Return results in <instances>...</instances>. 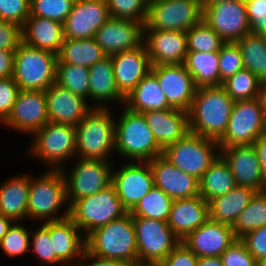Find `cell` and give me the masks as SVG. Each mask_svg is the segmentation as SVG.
<instances>
[{
  "mask_svg": "<svg viewBox=\"0 0 266 266\" xmlns=\"http://www.w3.org/2000/svg\"><path fill=\"white\" fill-rule=\"evenodd\" d=\"M147 124L158 145L164 150L184 138L189 132V113L169 108L165 110L144 111Z\"/></svg>",
  "mask_w": 266,
  "mask_h": 266,
  "instance_id": "obj_27",
  "label": "cell"
},
{
  "mask_svg": "<svg viewBox=\"0 0 266 266\" xmlns=\"http://www.w3.org/2000/svg\"><path fill=\"white\" fill-rule=\"evenodd\" d=\"M110 108H93L76 129V157L110 161L115 152V121ZM113 150V151H112Z\"/></svg>",
  "mask_w": 266,
  "mask_h": 266,
  "instance_id": "obj_4",
  "label": "cell"
},
{
  "mask_svg": "<svg viewBox=\"0 0 266 266\" xmlns=\"http://www.w3.org/2000/svg\"><path fill=\"white\" fill-rule=\"evenodd\" d=\"M56 83L85 100L89 99V68L62 63L57 59Z\"/></svg>",
  "mask_w": 266,
  "mask_h": 266,
  "instance_id": "obj_40",
  "label": "cell"
},
{
  "mask_svg": "<svg viewBox=\"0 0 266 266\" xmlns=\"http://www.w3.org/2000/svg\"><path fill=\"white\" fill-rule=\"evenodd\" d=\"M45 94L49 122L76 126L93 109L92 105L86 103L87 100L56 82Z\"/></svg>",
  "mask_w": 266,
  "mask_h": 266,
  "instance_id": "obj_25",
  "label": "cell"
},
{
  "mask_svg": "<svg viewBox=\"0 0 266 266\" xmlns=\"http://www.w3.org/2000/svg\"><path fill=\"white\" fill-rule=\"evenodd\" d=\"M111 61L116 87L124 98L150 72L152 66L144 42L134 49L112 55Z\"/></svg>",
  "mask_w": 266,
  "mask_h": 266,
  "instance_id": "obj_21",
  "label": "cell"
},
{
  "mask_svg": "<svg viewBox=\"0 0 266 266\" xmlns=\"http://www.w3.org/2000/svg\"><path fill=\"white\" fill-rule=\"evenodd\" d=\"M183 64L197 88L220 86L218 52L187 51Z\"/></svg>",
  "mask_w": 266,
  "mask_h": 266,
  "instance_id": "obj_35",
  "label": "cell"
},
{
  "mask_svg": "<svg viewBox=\"0 0 266 266\" xmlns=\"http://www.w3.org/2000/svg\"><path fill=\"white\" fill-rule=\"evenodd\" d=\"M150 71L156 76L169 106L189 112L197 87L184 64L154 65Z\"/></svg>",
  "mask_w": 266,
  "mask_h": 266,
  "instance_id": "obj_16",
  "label": "cell"
},
{
  "mask_svg": "<svg viewBox=\"0 0 266 266\" xmlns=\"http://www.w3.org/2000/svg\"><path fill=\"white\" fill-rule=\"evenodd\" d=\"M42 225L49 231L53 250L62 262L61 266H76L73 261L75 258L79 259L86 249V239L82 231L69 217L58 221L42 222Z\"/></svg>",
  "mask_w": 266,
  "mask_h": 266,
  "instance_id": "obj_26",
  "label": "cell"
},
{
  "mask_svg": "<svg viewBox=\"0 0 266 266\" xmlns=\"http://www.w3.org/2000/svg\"><path fill=\"white\" fill-rule=\"evenodd\" d=\"M109 18L106 0H75L63 23L64 38H94L96 31Z\"/></svg>",
  "mask_w": 266,
  "mask_h": 266,
  "instance_id": "obj_18",
  "label": "cell"
},
{
  "mask_svg": "<svg viewBox=\"0 0 266 266\" xmlns=\"http://www.w3.org/2000/svg\"><path fill=\"white\" fill-rule=\"evenodd\" d=\"M222 1H227V0H200L203 9L208 5L215 4L217 2H222Z\"/></svg>",
  "mask_w": 266,
  "mask_h": 266,
  "instance_id": "obj_61",
  "label": "cell"
},
{
  "mask_svg": "<svg viewBox=\"0 0 266 266\" xmlns=\"http://www.w3.org/2000/svg\"><path fill=\"white\" fill-rule=\"evenodd\" d=\"M197 266H223L220 256L198 257Z\"/></svg>",
  "mask_w": 266,
  "mask_h": 266,
  "instance_id": "obj_58",
  "label": "cell"
},
{
  "mask_svg": "<svg viewBox=\"0 0 266 266\" xmlns=\"http://www.w3.org/2000/svg\"><path fill=\"white\" fill-rule=\"evenodd\" d=\"M236 43L242 53L244 68L260 81L266 80V37L249 33Z\"/></svg>",
  "mask_w": 266,
  "mask_h": 266,
  "instance_id": "obj_37",
  "label": "cell"
},
{
  "mask_svg": "<svg viewBox=\"0 0 266 266\" xmlns=\"http://www.w3.org/2000/svg\"><path fill=\"white\" fill-rule=\"evenodd\" d=\"M115 121V152L130 161L149 162L163 154L142 113L124 107Z\"/></svg>",
  "mask_w": 266,
  "mask_h": 266,
  "instance_id": "obj_3",
  "label": "cell"
},
{
  "mask_svg": "<svg viewBox=\"0 0 266 266\" xmlns=\"http://www.w3.org/2000/svg\"><path fill=\"white\" fill-rule=\"evenodd\" d=\"M261 81L248 69H242L222 84L234 102L257 98Z\"/></svg>",
  "mask_w": 266,
  "mask_h": 266,
  "instance_id": "obj_41",
  "label": "cell"
},
{
  "mask_svg": "<svg viewBox=\"0 0 266 266\" xmlns=\"http://www.w3.org/2000/svg\"><path fill=\"white\" fill-rule=\"evenodd\" d=\"M58 55L21 42L15 50L13 75L20 90L46 91L56 82Z\"/></svg>",
  "mask_w": 266,
  "mask_h": 266,
  "instance_id": "obj_6",
  "label": "cell"
},
{
  "mask_svg": "<svg viewBox=\"0 0 266 266\" xmlns=\"http://www.w3.org/2000/svg\"><path fill=\"white\" fill-rule=\"evenodd\" d=\"M110 17L146 22L148 0H106Z\"/></svg>",
  "mask_w": 266,
  "mask_h": 266,
  "instance_id": "obj_43",
  "label": "cell"
},
{
  "mask_svg": "<svg viewBox=\"0 0 266 266\" xmlns=\"http://www.w3.org/2000/svg\"><path fill=\"white\" fill-rule=\"evenodd\" d=\"M250 33L266 37V0H244Z\"/></svg>",
  "mask_w": 266,
  "mask_h": 266,
  "instance_id": "obj_50",
  "label": "cell"
},
{
  "mask_svg": "<svg viewBox=\"0 0 266 266\" xmlns=\"http://www.w3.org/2000/svg\"><path fill=\"white\" fill-rule=\"evenodd\" d=\"M258 159L260 162V168L264 183V191H266V133L261 135L254 143H253Z\"/></svg>",
  "mask_w": 266,
  "mask_h": 266,
  "instance_id": "obj_57",
  "label": "cell"
},
{
  "mask_svg": "<svg viewBox=\"0 0 266 266\" xmlns=\"http://www.w3.org/2000/svg\"><path fill=\"white\" fill-rule=\"evenodd\" d=\"M32 137V147L28 151L31 155L42 159L43 164L46 163L50 170L52 168L53 170H61L65 160L76 156V129L74 125L48 122Z\"/></svg>",
  "mask_w": 266,
  "mask_h": 266,
  "instance_id": "obj_8",
  "label": "cell"
},
{
  "mask_svg": "<svg viewBox=\"0 0 266 266\" xmlns=\"http://www.w3.org/2000/svg\"><path fill=\"white\" fill-rule=\"evenodd\" d=\"M104 53L95 38L69 39L65 38L58 59L62 63L74 64L90 68L95 63L103 60Z\"/></svg>",
  "mask_w": 266,
  "mask_h": 266,
  "instance_id": "obj_36",
  "label": "cell"
},
{
  "mask_svg": "<svg viewBox=\"0 0 266 266\" xmlns=\"http://www.w3.org/2000/svg\"><path fill=\"white\" fill-rule=\"evenodd\" d=\"M15 50L0 49V79L13 75Z\"/></svg>",
  "mask_w": 266,
  "mask_h": 266,
  "instance_id": "obj_56",
  "label": "cell"
},
{
  "mask_svg": "<svg viewBox=\"0 0 266 266\" xmlns=\"http://www.w3.org/2000/svg\"><path fill=\"white\" fill-rule=\"evenodd\" d=\"M198 257L182 242L158 266H197Z\"/></svg>",
  "mask_w": 266,
  "mask_h": 266,
  "instance_id": "obj_54",
  "label": "cell"
},
{
  "mask_svg": "<svg viewBox=\"0 0 266 266\" xmlns=\"http://www.w3.org/2000/svg\"><path fill=\"white\" fill-rule=\"evenodd\" d=\"M85 239L86 250L93 255L138 265L135 228L129 212L96 228Z\"/></svg>",
  "mask_w": 266,
  "mask_h": 266,
  "instance_id": "obj_2",
  "label": "cell"
},
{
  "mask_svg": "<svg viewBox=\"0 0 266 266\" xmlns=\"http://www.w3.org/2000/svg\"><path fill=\"white\" fill-rule=\"evenodd\" d=\"M220 155L230 167L236 186L264 191L260 162L253 144L224 147Z\"/></svg>",
  "mask_w": 266,
  "mask_h": 266,
  "instance_id": "obj_24",
  "label": "cell"
},
{
  "mask_svg": "<svg viewBox=\"0 0 266 266\" xmlns=\"http://www.w3.org/2000/svg\"><path fill=\"white\" fill-rule=\"evenodd\" d=\"M236 186L225 159L219 154L199 180L200 196L207 202L227 194Z\"/></svg>",
  "mask_w": 266,
  "mask_h": 266,
  "instance_id": "obj_34",
  "label": "cell"
},
{
  "mask_svg": "<svg viewBox=\"0 0 266 266\" xmlns=\"http://www.w3.org/2000/svg\"><path fill=\"white\" fill-rule=\"evenodd\" d=\"M89 99L95 103L92 108H108L106 103L111 101L124 104L125 98L119 93L115 84L111 56L105 57L89 68Z\"/></svg>",
  "mask_w": 266,
  "mask_h": 266,
  "instance_id": "obj_30",
  "label": "cell"
},
{
  "mask_svg": "<svg viewBox=\"0 0 266 266\" xmlns=\"http://www.w3.org/2000/svg\"><path fill=\"white\" fill-rule=\"evenodd\" d=\"M202 20L200 0H152L144 29L187 32Z\"/></svg>",
  "mask_w": 266,
  "mask_h": 266,
  "instance_id": "obj_12",
  "label": "cell"
},
{
  "mask_svg": "<svg viewBox=\"0 0 266 266\" xmlns=\"http://www.w3.org/2000/svg\"><path fill=\"white\" fill-rule=\"evenodd\" d=\"M138 265H159L180 243L171 227L162 220L132 217Z\"/></svg>",
  "mask_w": 266,
  "mask_h": 266,
  "instance_id": "obj_9",
  "label": "cell"
},
{
  "mask_svg": "<svg viewBox=\"0 0 266 266\" xmlns=\"http://www.w3.org/2000/svg\"><path fill=\"white\" fill-rule=\"evenodd\" d=\"M21 42V27L0 19V49L16 50Z\"/></svg>",
  "mask_w": 266,
  "mask_h": 266,
  "instance_id": "obj_53",
  "label": "cell"
},
{
  "mask_svg": "<svg viewBox=\"0 0 266 266\" xmlns=\"http://www.w3.org/2000/svg\"><path fill=\"white\" fill-rule=\"evenodd\" d=\"M124 104V107L136 113L171 108L156 76L151 71L128 94Z\"/></svg>",
  "mask_w": 266,
  "mask_h": 266,
  "instance_id": "obj_33",
  "label": "cell"
},
{
  "mask_svg": "<svg viewBox=\"0 0 266 266\" xmlns=\"http://www.w3.org/2000/svg\"><path fill=\"white\" fill-rule=\"evenodd\" d=\"M203 21L224 42H237L250 33V24L244 0H227L206 6Z\"/></svg>",
  "mask_w": 266,
  "mask_h": 266,
  "instance_id": "obj_14",
  "label": "cell"
},
{
  "mask_svg": "<svg viewBox=\"0 0 266 266\" xmlns=\"http://www.w3.org/2000/svg\"><path fill=\"white\" fill-rule=\"evenodd\" d=\"M219 150L217 141L189 132L184 138L167 146L162 155L181 171L200 180L220 154Z\"/></svg>",
  "mask_w": 266,
  "mask_h": 266,
  "instance_id": "obj_10",
  "label": "cell"
},
{
  "mask_svg": "<svg viewBox=\"0 0 266 266\" xmlns=\"http://www.w3.org/2000/svg\"><path fill=\"white\" fill-rule=\"evenodd\" d=\"M234 105L222 86L197 88L189 110L191 133L219 141L228 124Z\"/></svg>",
  "mask_w": 266,
  "mask_h": 266,
  "instance_id": "obj_1",
  "label": "cell"
},
{
  "mask_svg": "<svg viewBox=\"0 0 266 266\" xmlns=\"http://www.w3.org/2000/svg\"><path fill=\"white\" fill-rule=\"evenodd\" d=\"M209 219V205L200 195L173 200L167 224L181 242Z\"/></svg>",
  "mask_w": 266,
  "mask_h": 266,
  "instance_id": "obj_28",
  "label": "cell"
},
{
  "mask_svg": "<svg viewBox=\"0 0 266 266\" xmlns=\"http://www.w3.org/2000/svg\"><path fill=\"white\" fill-rule=\"evenodd\" d=\"M149 164L154 185L173 200L200 195L199 180L175 167L163 155L153 158Z\"/></svg>",
  "mask_w": 266,
  "mask_h": 266,
  "instance_id": "obj_23",
  "label": "cell"
},
{
  "mask_svg": "<svg viewBox=\"0 0 266 266\" xmlns=\"http://www.w3.org/2000/svg\"><path fill=\"white\" fill-rule=\"evenodd\" d=\"M220 86L229 77L244 69L241 50L236 42H225L218 52Z\"/></svg>",
  "mask_w": 266,
  "mask_h": 266,
  "instance_id": "obj_46",
  "label": "cell"
},
{
  "mask_svg": "<svg viewBox=\"0 0 266 266\" xmlns=\"http://www.w3.org/2000/svg\"><path fill=\"white\" fill-rule=\"evenodd\" d=\"M42 174L39 178L31 177L27 219L51 222L68 218L69 206L62 215H56L64 204L69 205L66 204V185L62 171L49 169Z\"/></svg>",
  "mask_w": 266,
  "mask_h": 266,
  "instance_id": "obj_5",
  "label": "cell"
},
{
  "mask_svg": "<svg viewBox=\"0 0 266 266\" xmlns=\"http://www.w3.org/2000/svg\"><path fill=\"white\" fill-rule=\"evenodd\" d=\"M256 193L250 187L235 186L227 194L208 202L209 219L232 226Z\"/></svg>",
  "mask_w": 266,
  "mask_h": 266,
  "instance_id": "obj_32",
  "label": "cell"
},
{
  "mask_svg": "<svg viewBox=\"0 0 266 266\" xmlns=\"http://www.w3.org/2000/svg\"><path fill=\"white\" fill-rule=\"evenodd\" d=\"M30 16V0H0V19L23 26Z\"/></svg>",
  "mask_w": 266,
  "mask_h": 266,
  "instance_id": "obj_48",
  "label": "cell"
},
{
  "mask_svg": "<svg viewBox=\"0 0 266 266\" xmlns=\"http://www.w3.org/2000/svg\"><path fill=\"white\" fill-rule=\"evenodd\" d=\"M95 40L107 56L134 49L143 43L141 22L110 17L95 34Z\"/></svg>",
  "mask_w": 266,
  "mask_h": 266,
  "instance_id": "obj_19",
  "label": "cell"
},
{
  "mask_svg": "<svg viewBox=\"0 0 266 266\" xmlns=\"http://www.w3.org/2000/svg\"><path fill=\"white\" fill-rule=\"evenodd\" d=\"M20 88L12 76L0 79V123L10 115Z\"/></svg>",
  "mask_w": 266,
  "mask_h": 266,
  "instance_id": "obj_51",
  "label": "cell"
},
{
  "mask_svg": "<svg viewBox=\"0 0 266 266\" xmlns=\"http://www.w3.org/2000/svg\"><path fill=\"white\" fill-rule=\"evenodd\" d=\"M187 51L219 52L225 43L203 20L186 32Z\"/></svg>",
  "mask_w": 266,
  "mask_h": 266,
  "instance_id": "obj_42",
  "label": "cell"
},
{
  "mask_svg": "<svg viewBox=\"0 0 266 266\" xmlns=\"http://www.w3.org/2000/svg\"><path fill=\"white\" fill-rule=\"evenodd\" d=\"M127 212L112 184L98 193L75 200L69 206V218L85 237Z\"/></svg>",
  "mask_w": 266,
  "mask_h": 266,
  "instance_id": "obj_7",
  "label": "cell"
},
{
  "mask_svg": "<svg viewBox=\"0 0 266 266\" xmlns=\"http://www.w3.org/2000/svg\"><path fill=\"white\" fill-rule=\"evenodd\" d=\"M223 266H255L256 260L249 253L245 243L238 238L222 254Z\"/></svg>",
  "mask_w": 266,
  "mask_h": 266,
  "instance_id": "obj_49",
  "label": "cell"
},
{
  "mask_svg": "<svg viewBox=\"0 0 266 266\" xmlns=\"http://www.w3.org/2000/svg\"><path fill=\"white\" fill-rule=\"evenodd\" d=\"M128 162L112 171V185L123 207L130 212L155 186L149 162Z\"/></svg>",
  "mask_w": 266,
  "mask_h": 266,
  "instance_id": "obj_15",
  "label": "cell"
},
{
  "mask_svg": "<svg viewBox=\"0 0 266 266\" xmlns=\"http://www.w3.org/2000/svg\"><path fill=\"white\" fill-rule=\"evenodd\" d=\"M14 222L0 213V242Z\"/></svg>",
  "mask_w": 266,
  "mask_h": 266,
  "instance_id": "obj_60",
  "label": "cell"
},
{
  "mask_svg": "<svg viewBox=\"0 0 266 266\" xmlns=\"http://www.w3.org/2000/svg\"><path fill=\"white\" fill-rule=\"evenodd\" d=\"M237 239L231 225L208 219L190 233L182 243L197 257H214L221 256Z\"/></svg>",
  "mask_w": 266,
  "mask_h": 266,
  "instance_id": "obj_22",
  "label": "cell"
},
{
  "mask_svg": "<svg viewBox=\"0 0 266 266\" xmlns=\"http://www.w3.org/2000/svg\"><path fill=\"white\" fill-rule=\"evenodd\" d=\"M48 122L45 91L20 90L9 117L2 124L33 135Z\"/></svg>",
  "mask_w": 266,
  "mask_h": 266,
  "instance_id": "obj_17",
  "label": "cell"
},
{
  "mask_svg": "<svg viewBox=\"0 0 266 266\" xmlns=\"http://www.w3.org/2000/svg\"><path fill=\"white\" fill-rule=\"evenodd\" d=\"M240 239L255 260L266 257V225L249 231Z\"/></svg>",
  "mask_w": 266,
  "mask_h": 266,
  "instance_id": "obj_52",
  "label": "cell"
},
{
  "mask_svg": "<svg viewBox=\"0 0 266 266\" xmlns=\"http://www.w3.org/2000/svg\"><path fill=\"white\" fill-rule=\"evenodd\" d=\"M75 0H30V15L64 23Z\"/></svg>",
  "mask_w": 266,
  "mask_h": 266,
  "instance_id": "obj_45",
  "label": "cell"
},
{
  "mask_svg": "<svg viewBox=\"0 0 266 266\" xmlns=\"http://www.w3.org/2000/svg\"><path fill=\"white\" fill-rule=\"evenodd\" d=\"M255 266H266V257L256 260Z\"/></svg>",
  "mask_w": 266,
  "mask_h": 266,
  "instance_id": "obj_62",
  "label": "cell"
},
{
  "mask_svg": "<svg viewBox=\"0 0 266 266\" xmlns=\"http://www.w3.org/2000/svg\"><path fill=\"white\" fill-rule=\"evenodd\" d=\"M257 99L263 109L264 115L266 116V80L261 81Z\"/></svg>",
  "mask_w": 266,
  "mask_h": 266,
  "instance_id": "obj_59",
  "label": "cell"
},
{
  "mask_svg": "<svg viewBox=\"0 0 266 266\" xmlns=\"http://www.w3.org/2000/svg\"><path fill=\"white\" fill-rule=\"evenodd\" d=\"M143 42L152 66L183 64L185 61L186 32L144 29Z\"/></svg>",
  "mask_w": 266,
  "mask_h": 266,
  "instance_id": "obj_20",
  "label": "cell"
},
{
  "mask_svg": "<svg viewBox=\"0 0 266 266\" xmlns=\"http://www.w3.org/2000/svg\"><path fill=\"white\" fill-rule=\"evenodd\" d=\"M31 177L20 175L6 180L0 186V213L13 222L27 218Z\"/></svg>",
  "mask_w": 266,
  "mask_h": 266,
  "instance_id": "obj_31",
  "label": "cell"
},
{
  "mask_svg": "<svg viewBox=\"0 0 266 266\" xmlns=\"http://www.w3.org/2000/svg\"><path fill=\"white\" fill-rule=\"evenodd\" d=\"M266 225V191L257 192L231 226L237 238Z\"/></svg>",
  "mask_w": 266,
  "mask_h": 266,
  "instance_id": "obj_39",
  "label": "cell"
},
{
  "mask_svg": "<svg viewBox=\"0 0 266 266\" xmlns=\"http://www.w3.org/2000/svg\"><path fill=\"white\" fill-rule=\"evenodd\" d=\"M61 171L69 206L75 200L98 193L112 184L113 169L110 161L78 158L70 175L64 173V168Z\"/></svg>",
  "mask_w": 266,
  "mask_h": 266,
  "instance_id": "obj_13",
  "label": "cell"
},
{
  "mask_svg": "<svg viewBox=\"0 0 266 266\" xmlns=\"http://www.w3.org/2000/svg\"><path fill=\"white\" fill-rule=\"evenodd\" d=\"M172 204L173 199L160 188L154 186L129 213L132 217H144L167 222Z\"/></svg>",
  "mask_w": 266,
  "mask_h": 266,
  "instance_id": "obj_38",
  "label": "cell"
},
{
  "mask_svg": "<svg viewBox=\"0 0 266 266\" xmlns=\"http://www.w3.org/2000/svg\"><path fill=\"white\" fill-rule=\"evenodd\" d=\"M22 42L28 46L59 54L64 41L63 23L30 15L21 27Z\"/></svg>",
  "mask_w": 266,
  "mask_h": 266,
  "instance_id": "obj_29",
  "label": "cell"
},
{
  "mask_svg": "<svg viewBox=\"0 0 266 266\" xmlns=\"http://www.w3.org/2000/svg\"><path fill=\"white\" fill-rule=\"evenodd\" d=\"M137 266H158V265H137Z\"/></svg>",
  "mask_w": 266,
  "mask_h": 266,
  "instance_id": "obj_63",
  "label": "cell"
},
{
  "mask_svg": "<svg viewBox=\"0 0 266 266\" xmlns=\"http://www.w3.org/2000/svg\"><path fill=\"white\" fill-rule=\"evenodd\" d=\"M30 247H32V253L44 263V265L62 264V262L56 257L53 250L52 242L49 236V231L41 224L40 228L34 233L31 232Z\"/></svg>",
  "mask_w": 266,
  "mask_h": 266,
  "instance_id": "obj_47",
  "label": "cell"
},
{
  "mask_svg": "<svg viewBox=\"0 0 266 266\" xmlns=\"http://www.w3.org/2000/svg\"><path fill=\"white\" fill-rule=\"evenodd\" d=\"M19 222H14L0 242V248L8 257L24 255L30 248L32 230H26Z\"/></svg>",
  "mask_w": 266,
  "mask_h": 266,
  "instance_id": "obj_44",
  "label": "cell"
},
{
  "mask_svg": "<svg viewBox=\"0 0 266 266\" xmlns=\"http://www.w3.org/2000/svg\"><path fill=\"white\" fill-rule=\"evenodd\" d=\"M266 133V116L257 98L234 102L219 149L253 144Z\"/></svg>",
  "mask_w": 266,
  "mask_h": 266,
  "instance_id": "obj_11",
  "label": "cell"
},
{
  "mask_svg": "<svg viewBox=\"0 0 266 266\" xmlns=\"http://www.w3.org/2000/svg\"><path fill=\"white\" fill-rule=\"evenodd\" d=\"M82 260L89 261L88 263L84 261L77 262L76 266H132L124 261L116 260V259H108L102 258L96 255L91 254L86 249L84 250L82 256L80 257Z\"/></svg>",
  "mask_w": 266,
  "mask_h": 266,
  "instance_id": "obj_55",
  "label": "cell"
}]
</instances>
